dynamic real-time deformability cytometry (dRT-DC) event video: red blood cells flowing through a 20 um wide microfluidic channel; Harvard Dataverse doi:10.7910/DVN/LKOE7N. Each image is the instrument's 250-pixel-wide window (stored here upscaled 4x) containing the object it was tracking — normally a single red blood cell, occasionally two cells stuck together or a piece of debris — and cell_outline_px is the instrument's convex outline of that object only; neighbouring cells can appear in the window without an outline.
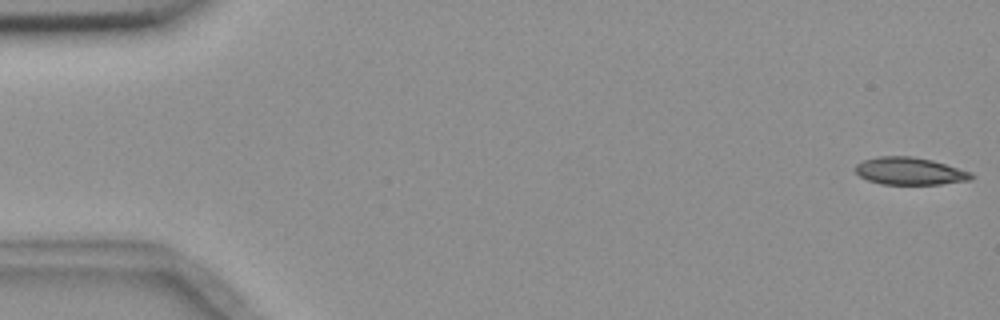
{"species": "common noctule bat (a hibernating species)", "species_latin": "Nyctalus noctula", "temperature_condition": "room temperature", "stored_images_in_passage": 5, "camera_frame_rate_fps": 3000, "um_per_image_px": 0.085, "animal": {"sex": "female", "body_mass_g": 18.4}, "frame": {"image": 1, "passage_image": 1, "time_ms": 0.0, "image_size_px": [1000, 320], "cell_outline_px": [[976, 176], [972, 180], [940, 184], [880, 184], [868, 180], [860, 176], [856, 172], [856, 164], [864, 160], [876, 156], [912, 156], [932, 160], [972, 172]], "centroid_in_image_um": [77.36, 14.54], "position_along_channel_um": 7.6, "area_um2": 18.61}}
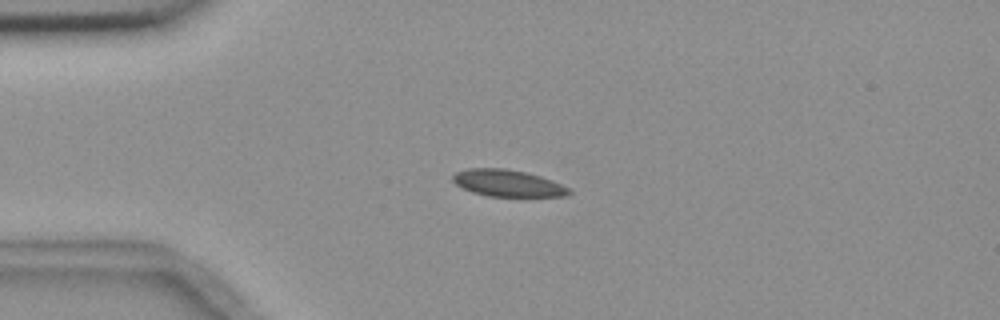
{"frame": {"image": 2, "passage_image": 4, "time_ms": 7.667, "image_size_px": [1000, 320], "cell_outline_px": [[572, 192], [568, 196], [488, 196], [472, 192], [456, 184], [452, 180], [452, 176], [456, 172], [468, 168], [504, 168], [524, 172], [540, 176], [552, 180], [568, 188]], "centroid_in_image_um": [43.14, 15.57], "position_along_channel_um": 41.9, "area_um2": 17.98}}